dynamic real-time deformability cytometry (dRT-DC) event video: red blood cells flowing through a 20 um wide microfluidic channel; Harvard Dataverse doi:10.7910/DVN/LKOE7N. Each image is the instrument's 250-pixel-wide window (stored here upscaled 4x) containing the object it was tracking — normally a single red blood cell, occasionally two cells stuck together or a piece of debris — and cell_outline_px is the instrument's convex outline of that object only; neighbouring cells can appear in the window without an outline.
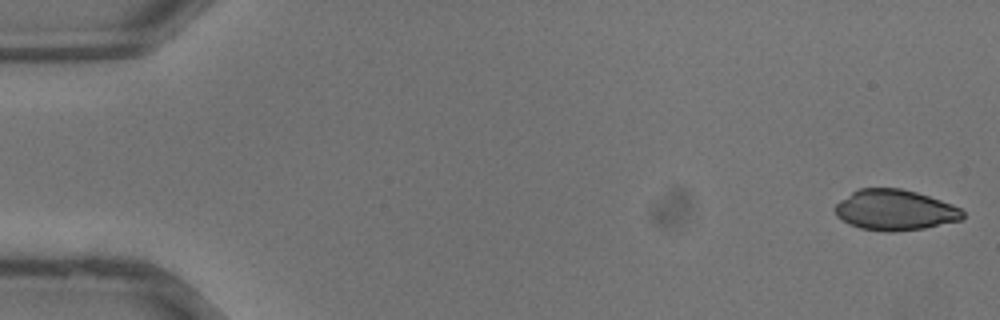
{"species": "common noctule bat (a hibernating species)", "species_latin": "Nyctalus noctula", "temperature_condition": "warm", "stored_images_in_passage": 36, "camera_frame_rate_fps": 3000, "um_per_image_px": 0.085, "animal": {"sex": "male", "body_mass_g": 13.3}, "frame": {"image": 1, "passage_image": 1, "time_ms": 0.0, "image_size_px": [1000, 320], "cell_outline_px": [[964, 216], [960, 220], [924, 228], [892, 232], [884, 232], [860, 228], [848, 224], [836, 216], [832, 208], [840, 200], [852, 192], [860, 188], [900, 188], [916, 192], [952, 204], [960, 208], [964, 212]], "centroid_in_image_um": [76.02, 17.86], "position_along_channel_um": 9.0, "area_um2": 30.29}}
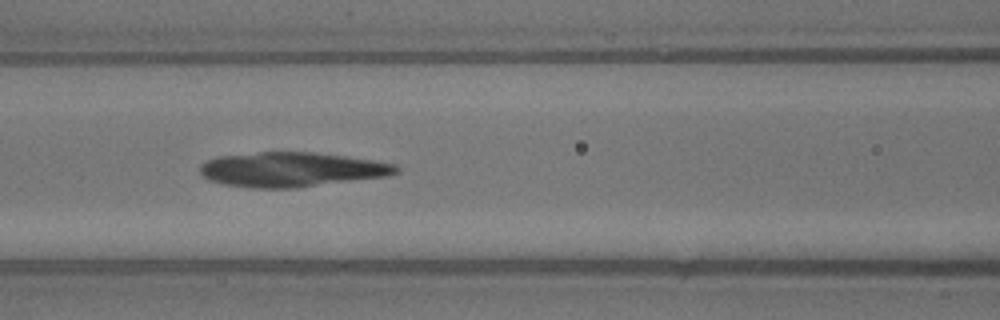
{"frame": {"image": 2, "passage_image": 16, "time_ms": 5.0, "image_size_px": [1000, 320], "cell_outline_px": [[400, 172], [388, 176], [296, 188], [252, 188], [224, 184], [208, 180], [200, 172], [200, 164], [216, 156], [260, 152], [316, 152], [372, 160], [396, 164], [400, 168]], "centroid_in_image_um": [24.79, 14.41], "position_along_channel_um": 141.8, "area_um2": 39.71}}
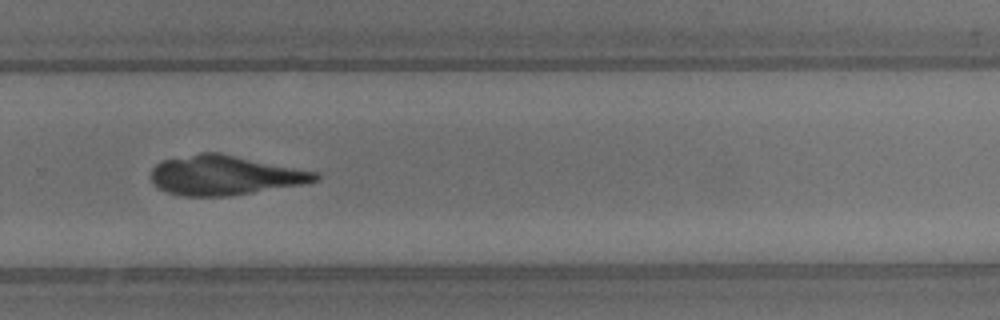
{"frame": {"image": 3, "passage_image": 25, "time_ms": 8.0, "image_size_px": [1000, 320], "cell_outline_px": [[320, 176], [316, 180], [304, 184], [232, 196], [184, 196], [168, 192], [156, 188], [148, 176], [152, 168], [160, 160], [200, 152], [220, 152], [316, 172]], "centroid_in_image_um": [19.03, 14.89], "position_along_channel_um": 310.8, "area_um2": 38.26}}